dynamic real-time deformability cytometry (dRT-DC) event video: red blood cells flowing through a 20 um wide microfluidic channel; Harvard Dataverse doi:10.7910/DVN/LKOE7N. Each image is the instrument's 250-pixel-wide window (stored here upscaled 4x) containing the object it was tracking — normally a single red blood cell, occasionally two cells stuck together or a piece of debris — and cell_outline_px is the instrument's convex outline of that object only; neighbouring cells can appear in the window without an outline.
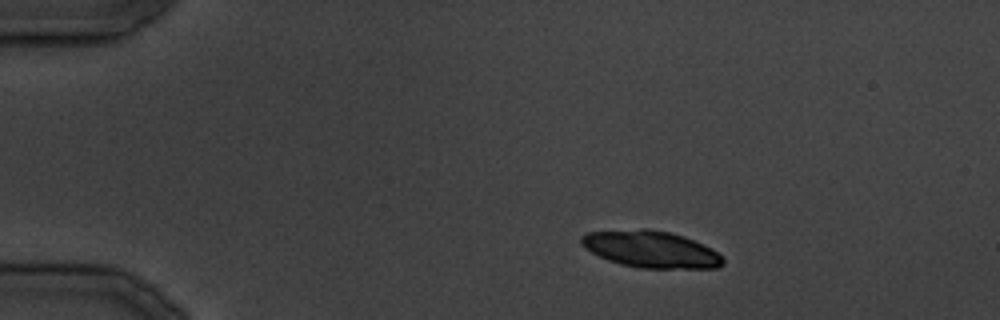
{"species": "common noctule bat (a hibernating species)", "species_latin": "Nyctalus noctula", "temperature_condition": "cold", "stored_images_in_passage": 11, "camera_frame_rate_fps": 3000, "um_per_image_px": 0.085, "animal": {"sex": "male", "body_mass_g": 19.5, "forearm_length_mm": 54.6}, "frame": {"image": 1, "passage_image": 4, "time_ms": 4.333, "image_size_px": [1000, 320], "cell_outline_px": [[724, 264], [716, 268], [640, 268], [620, 264], [608, 260], [584, 248], [580, 244], [580, 236], [584, 232], [640, 228], [648, 228], [668, 232], [684, 236], [704, 244], [712, 248], [724, 260]], "centroid_in_image_um": [55.29, 21.17], "position_along_channel_um": 29.7, "area_um2": 30.63}}